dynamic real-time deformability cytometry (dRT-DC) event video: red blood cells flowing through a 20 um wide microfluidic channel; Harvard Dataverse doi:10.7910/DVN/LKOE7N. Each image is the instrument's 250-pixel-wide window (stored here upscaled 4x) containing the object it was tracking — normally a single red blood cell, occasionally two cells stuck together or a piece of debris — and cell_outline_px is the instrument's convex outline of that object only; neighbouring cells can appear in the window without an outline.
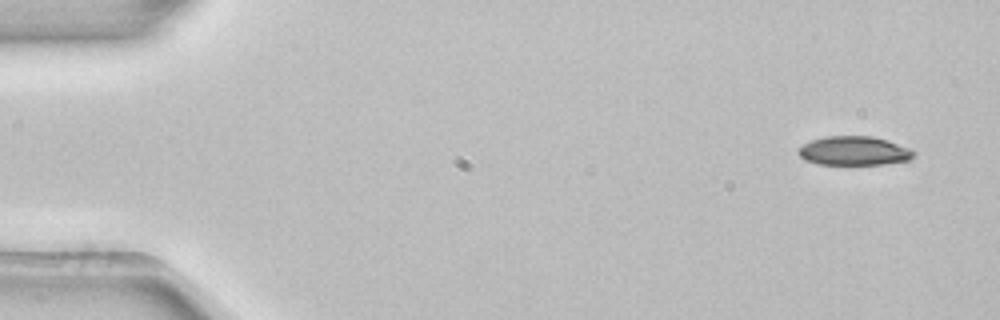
{"species": "common noctule bat (a hibernating species)", "species_latin": "Nyctalus noctula", "temperature_condition": "room temperature", "stored_images_in_passage": 4, "camera_frame_rate_fps": 3000, "um_per_image_px": 0.085, "animal": {"sex": "female", "body_mass_g": 22.7, "forearm_length_mm": 54.2}, "frame": {"image": 1, "passage_image": 1, "time_ms": 0.0, "image_size_px": [1000, 320], "cell_outline_px": [[916, 156], [908, 160], [884, 164], [816, 164], [804, 160], [796, 152], [796, 148], [812, 140], [824, 136], [872, 136], [888, 140], [912, 148], [916, 152]], "centroid_in_image_um": [72.6, 12.82], "position_along_channel_um": 12.4, "area_um2": 19.83}}